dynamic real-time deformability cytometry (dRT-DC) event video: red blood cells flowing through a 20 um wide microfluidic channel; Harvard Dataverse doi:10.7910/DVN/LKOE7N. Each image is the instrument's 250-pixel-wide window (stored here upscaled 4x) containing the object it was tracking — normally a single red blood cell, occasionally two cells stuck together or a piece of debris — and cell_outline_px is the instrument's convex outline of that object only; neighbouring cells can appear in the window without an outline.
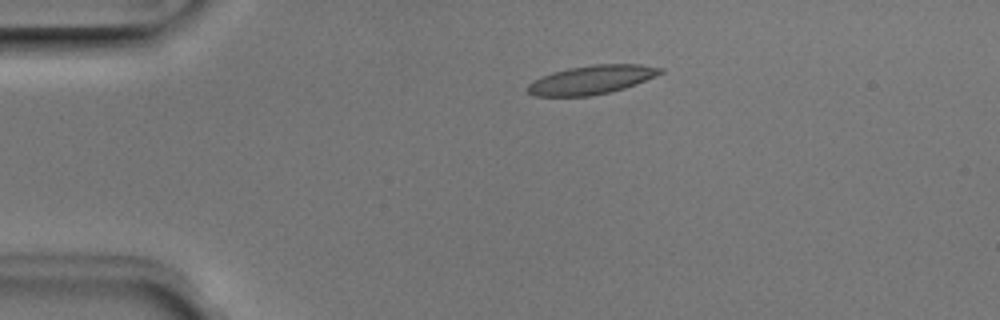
{"species": "Egyptian fruit bat (a non-hibernating species)", "species_latin": "Rousettus aegyptiacus", "temperature_condition": "room temperature", "stored_images_in_passage": 3, "camera_frame_rate_fps": 3000, "um_per_image_px": 0.085, "animal": {"sex": "male"}, "frame": {"image": 1, "passage_image": 2, "time_ms": 0.333, "image_size_px": [1000, 320], "cell_outline_px": [[664, 72], [636, 84], [624, 88], [608, 92], [588, 96], [536, 96], [528, 92], [524, 88], [528, 84], [540, 76], [552, 72], [568, 68], [592, 64], [640, 64], [664, 68]], "centroid_in_image_um": [50.25, 6.77], "position_along_channel_um": 34.7, "area_um2": 22.31}}